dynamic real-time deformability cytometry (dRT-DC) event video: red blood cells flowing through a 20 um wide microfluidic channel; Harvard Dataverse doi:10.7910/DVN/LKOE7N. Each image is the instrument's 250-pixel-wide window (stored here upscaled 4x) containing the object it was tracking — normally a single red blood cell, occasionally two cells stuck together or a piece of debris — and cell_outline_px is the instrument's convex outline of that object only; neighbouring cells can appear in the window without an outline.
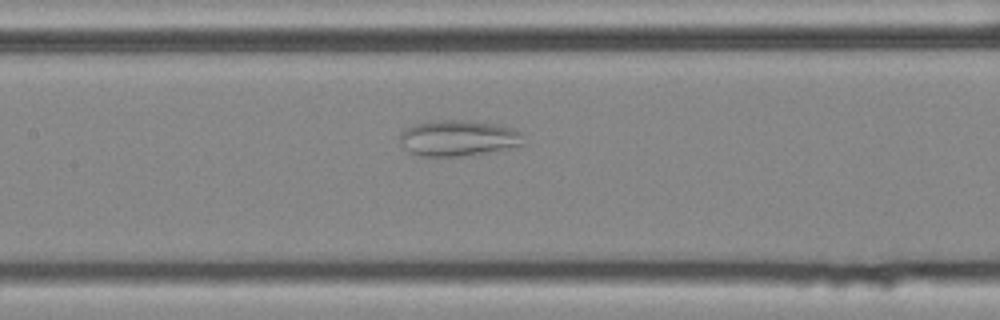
{"species": "common noctule bat (a hibernating species)", "species_latin": "Nyctalus noctula", "temperature_condition": "cold", "stored_images_in_passage": 41, "camera_frame_rate_fps": 3000, "um_per_image_px": 0.085, "animal": {"sex": "female", "body_mass_g": 25.1}, "frame": {"image": 1, "passage_image": 16, "time_ms": 5.0, "image_size_px": [1000, 320], "cell_outline_px": [[524, 144], [484, 152], [460, 156], [420, 156], [412, 152], [400, 140], [400, 132], [404, 128], [412, 124], [440, 120], [464, 120], [492, 124], [512, 128], [520, 132]], "centroid_in_image_um": [38.9, 11.72], "position_along_channel_um": 168.5, "area_um2": 25.2}}
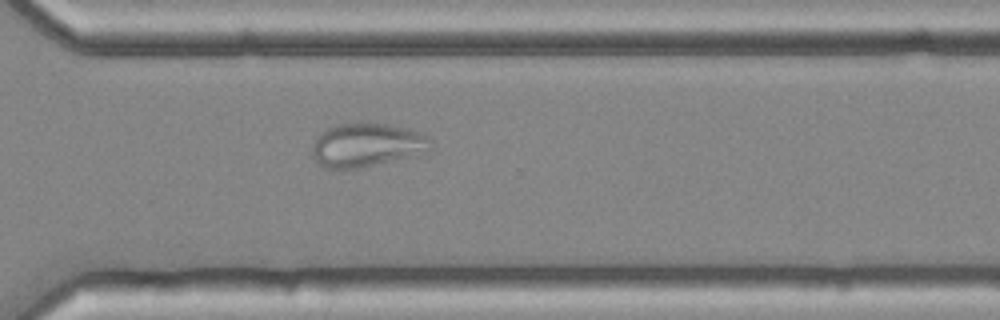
{"frame": {"image": 2, "passage_image": 30, "time_ms": 9.667, "image_size_px": [1000, 320], "cell_outline_px": [[432, 148], [428, 152], [416, 156], [356, 168], [324, 168], [316, 160], [312, 152], [312, 148], [320, 132], [324, 128], [336, 124], [368, 120], [408, 128], [432, 140]], "centroid_in_image_um": [31.19, 12.28], "position_along_channel_um": 339.4, "area_um2": 30.69}}
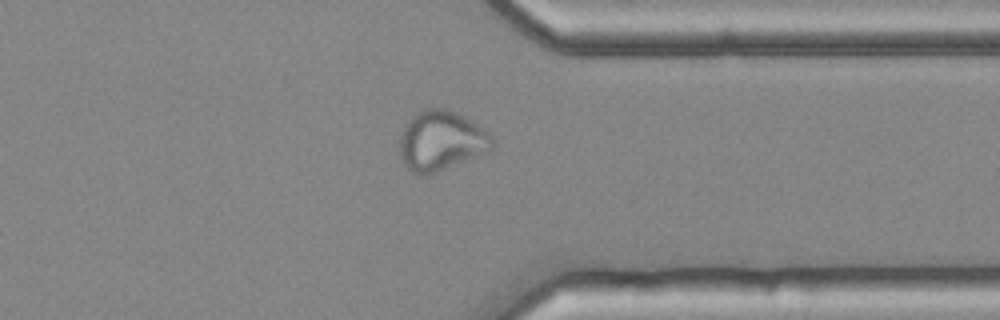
{"frame": {"image": 3, "passage_image": 33, "time_ms": 10.667, "image_size_px": [1000, 320], "cell_outline_px": [[496, 140], [492, 148], [424, 176], [412, 172], [400, 160], [400, 136], [404, 128], [412, 116], [424, 108], [448, 108], [464, 116], [484, 128]], "centroid_in_image_um": [37.47, 11.93], "position_along_channel_um": 373.9, "area_um2": 31.73}}